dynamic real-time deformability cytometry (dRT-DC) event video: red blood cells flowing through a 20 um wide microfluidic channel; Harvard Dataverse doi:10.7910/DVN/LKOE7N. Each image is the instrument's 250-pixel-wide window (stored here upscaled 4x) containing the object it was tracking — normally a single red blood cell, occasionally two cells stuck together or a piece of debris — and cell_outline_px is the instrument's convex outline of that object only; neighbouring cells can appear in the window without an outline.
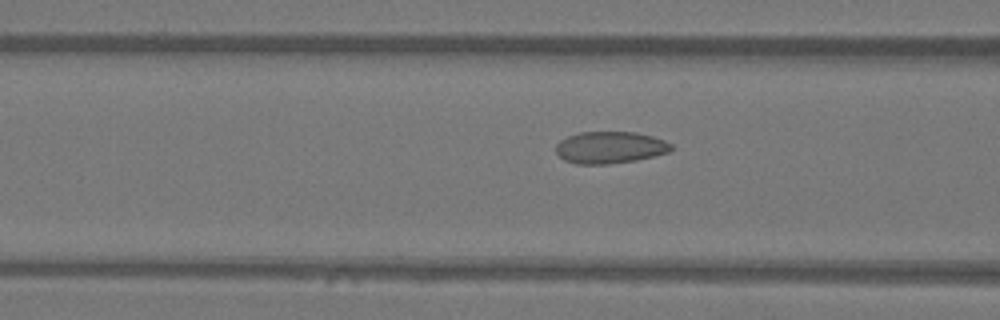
{"species": "Egyptian fruit bat (a non-hibernating species)", "species_latin": "Rousettus aegyptiacus", "temperature_condition": "warm", "stored_images_in_passage": 15, "camera_frame_rate_fps": 3000, "um_per_image_px": 0.085, "animal": {"sex": "female"}, "frame": {"image": 1, "passage_image": 13, "time_ms": 4.0, "image_size_px": [1000, 320], "cell_outline_px": [[672, 148], [668, 152], [656, 156], [636, 160], [608, 164], [576, 164], [564, 160], [556, 152], [556, 144], [560, 140], [568, 136], [580, 132], [636, 132], [652, 136], [664, 140], [672, 144]], "centroid_in_image_um": [51.85, 12.53], "position_along_channel_um": 114.8, "area_um2": 21.5}}